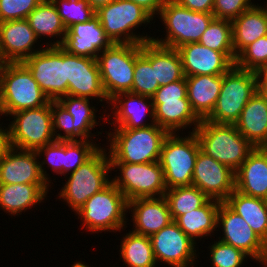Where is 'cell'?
<instances>
[{
    "mask_svg": "<svg viewBox=\"0 0 267 267\" xmlns=\"http://www.w3.org/2000/svg\"><path fill=\"white\" fill-rule=\"evenodd\" d=\"M164 197L167 200L173 221L187 212L200 208L209 200V198L195 186L167 189Z\"/></svg>",
    "mask_w": 267,
    "mask_h": 267,
    "instance_id": "74e56055",
    "label": "cell"
},
{
    "mask_svg": "<svg viewBox=\"0 0 267 267\" xmlns=\"http://www.w3.org/2000/svg\"><path fill=\"white\" fill-rule=\"evenodd\" d=\"M128 213V201L123 193L110 182L100 192L95 193L84 205L75 212L81 220L82 230L91 234L107 231L116 233L127 228L126 215ZM127 218V219H126Z\"/></svg>",
    "mask_w": 267,
    "mask_h": 267,
    "instance_id": "277c9868",
    "label": "cell"
},
{
    "mask_svg": "<svg viewBox=\"0 0 267 267\" xmlns=\"http://www.w3.org/2000/svg\"><path fill=\"white\" fill-rule=\"evenodd\" d=\"M110 164L111 170L120 171L111 182L123 193L127 201L165 195L167 188L159 161Z\"/></svg>",
    "mask_w": 267,
    "mask_h": 267,
    "instance_id": "7c38bea8",
    "label": "cell"
},
{
    "mask_svg": "<svg viewBox=\"0 0 267 267\" xmlns=\"http://www.w3.org/2000/svg\"><path fill=\"white\" fill-rule=\"evenodd\" d=\"M180 6L196 12L212 13L214 0H174Z\"/></svg>",
    "mask_w": 267,
    "mask_h": 267,
    "instance_id": "7dc6e473",
    "label": "cell"
},
{
    "mask_svg": "<svg viewBox=\"0 0 267 267\" xmlns=\"http://www.w3.org/2000/svg\"><path fill=\"white\" fill-rule=\"evenodd\" d=\"M201 150L234 172L255 148L236 128L235 124L201 120L194 131Z\"/></svg>",
    "mask_w": 267,
    "mask_h": 267,
    "instance_id": "3957f363",
    "label": "cell"
},
{
    "mask_svg": "<svg viewBox=\"0 0 267 267\" xmlns=\"http://www.w3.org/2000/svg\"><path fill=\"white\" fill-rule=\"evenodd\" d=\"M222 227V228H221ZM217 228L222 230L221 242L242 250L254 262H259L267 244L253 231L248 223L225 202H220Z\"/></svg>",
    "mask_w": 267,
    "mask_h": 267,
    "instance_id": "2e32d148",
    "label": "cell"
},
{
    "mask_svg": "<svg viewBox=\"0 0 267 267\" xmlns=\"http://www.w3.org/2000/svg\"><path fill=\"white\" fill-rule=\"evenodd\" d=\"M50 184H0V210L10 216L21 215L27 209L47 199Z\"/></svg>",
    "mask_w": 267,
    "mask_h": 267,
    "instance_id": "484cf974",
    "label": "cell"
},
{
    "mask_svg": "<svg viewBox=\"0 0 267 267\" xmlns=\"http://www.w3.org/2000/svg\"><path fill=\"white\" fill-rule=\"evenodd\" d=\"M105 131L108 139L110 163H150L159 161L165 138L169 132L156 123L145 128H112Z\"/></svg>",
    "mask_w": 267,
    "mask_h": 267,
    "instance_id": "6da1fadb",
    "label": "cell"
},
{
    "mask_svg": "<svg viewBox=\"0 0 267 267\" xmlns=\"http://www.w3.org/2000/svg\"><path fill=\"white\" fill-rule=\"evenodd\" d=\"M107 152L106 148L100 147L74 172L64 176L67 181L57 197L66 202L72 212L78 211L89 198L111 182V175L108 174L112 170Z\"/></svg>",
    "mask_w": 267,
    "mask_h": 267,
    "instance_id": "7a4b0ae2",
    "label": "cell"
},
{
    "mask_svg": "<svg viewBox=\"0 0 267 267\" xmlns=\"http://www.w3.org/2000/svg\"><path fill=\"white\" fill-rule=\"evenodd\" d=\"M183 133H169L162 145L159 163L167 189L192 186L197 154L201 147L194 132H187V136Z\"/></svg>",
    "mask_w": 267,
    "mask_h": 267,
    "instance_id": "ba28073f",
    "label": "cell"
},
{
    "mask_svg": "<svg viewBox=\"0 0 267 267\" xmlns=\"http://www.w3.org/2000/svg\"><path fill=\"white\" fill-rule=\"evenodd\" d=\"M267 64V35L245 47L236 57L235 66L257 72Z\"/></svg>",
    "mask_w": 267,
    "mask_h": 267,
    "instance_id": "7bdbcfd3",
    "label": "cell"
},
{
    "mask_svg": "<svg viewBox=\"0 0 267 267\" xmlns=\"http://www.w3.org/2000/svg\"><path fill=\"white\" fill-rule=\"evenodd\" d=\"M36 152L38 158H40L39 160L45 157L44 159L39 161L40 171L43 178L47 183H50L51 186L53 182H51V178L48 177L49 174L47 173V170H45V165L48 168L50 167L52 169V172L56 173V175H63V165L65 160V141L55 140L51 143H48L44 147L39 148Z\"/></svg>",
    "mask_w": 267,
    "mask_h": 267,
    "instance_id": "60d3db41",
    "label": "cell"
},
{
    "mask_svg": "<svg viewBox=\"0 0 267 267\" xmlns=\"http://www.w3.org/2000/svg\"><path fill=\"white\" fill-rule=\"evenodd\" d=\"M94 140H70L65 141V160L63 176L74 172L87 161L101 146Z\"/></svg>",
    "mask_w": 267,
    "mask_h": 267,
    "instance_id": "ab89813d",
    "label": "cell"
},
{
    "mask_svg": "<svg viewBox=\"0 0 267 267\" xmlns=\"http://www.w3.org/2000/svg\"><path fill=\"white\" fill-rule=\"evenodd\" d=\"M257 92V78L253 71L235 65L225 74L216 105L205 119L214 123L235 124L241 111Z\"/></svg>",
    "mask_w": 267,
    "mask_h": 267,
    "instance_id": "30bf717a",
    "label": "cell"
},
{
    "mask_svg": "<svg viewBox=\"0 0 267 267\" xmlns=\"http://www.w3.org/2000/svg\"><path fill=\"white\" fill-rule=\"evenodd\" d=\"M192 186L199 188L209 199L224 202L235 190V172L200 149L195 163Z\"/></svg>",
    "mask_w": 267,
    "mask_h": 267,
    "instance_id": "e0dca14e",
    "label": "cell"
},
{
    "mask_svg": "<svg viewBox=\"0 0 267 267\" xmlns=\"http://www.w3.org/2000/svg\"><path fill=\"white\" fill-rule=\"evenodd\" d=\"M257 78V91L267 98V71L255 72Z\"/></svg>",
    "mask_w": 267,
    "mask_h": 267,
    "instance_id": "f907efd6",
    "label": "cell"
},
{
    "mask_svg": "<svg viewBox=\"0 0 267 267\" xmlns=\"http://www.w3.org/2000/svg\"><path fill=\"white\" fill-rule=\"evenodd\" d=\"M121 237L119 256L126 267H157L149 236L130 230Z\"/></svg>",
    "mask_w": 267,
    "mask_h": 267,
    "instance_id": "e575fe53",
    "label": "cell"
},
{
    "mask_svg": "<svg viewBox=\"0 0 267 267\" xmlns=\"http://www.w3.org/2000/svg\"><path fill=\"white\" fill-rule=\"evenodd\" d=\"M22 63L51 101L68 95L66 52L60 46H41Z\"/></svg>",
    "mask_w": 267,
    "mask_h": 267,
    "instance_id": "4fadbf2b",
    "label": "cell"
},
{
    "mask_svg": "<svg viewBox=\"0 0 267 267\" xmlns=\"http://www.w3.org/2000/svg\"><path fill=\"white\" fill-rule=\"evenodd\" d=\"M151 99L155 123L169 133H180L188 127L194 132L201 123L188 100L186 78L160 86Z\"/></svg>",
    "mask_w": 267,
    "mask_h": 267,
    "instance_id": "52a82bcc",
    "label": "cell"
},
{
    "mask_svg": "<svg viewBox=\"0 0 267 267\" xmlns=\"http://www.w3.org/2000/svg\"><path fill=\"white\" fill-rule=\"evenodd\" d=\"M70 267H91L88 264H85L82 261H75V263L73 262V264Z\"/></svg>",
    "mask_w": 267,
    "mask_h": 267,
    "instance_id": "11a10c76",
    "label": "cell"
},
{
    "mask_svg": "<svg viewBox=\"0 0 267 267\" xmlns=\"http://www.w3.org/2000/svg\"><path fill=\"white\" fill-rule=\"evenodd\" d=\"M50 101L23 63L5 65L0 81V117L39 108Z\"/></svg>",
    "mask_w": 267,
    "mask_h": 267,
    "instance_id": "5b68a950",
    "label": "cell"
},
{
    "mask_svg": "<svg viewBox=\"0 0 267 267\" xmlns=\"http://www.w3.org/2000/svg\"><path fill=\"white\" fill-rule=\"evenodd\" d=\"M185 77L197 75H223L235 64L222 52L197 43H187L177 48Z\"/></svg>",
    "mask_w": 267,
    "mask_h": 267,
    "instance_id": "cb8c5ba5",
    "label": "cell"
},
{
    "mask_svg": "<svg viewBox=\"0 0 267 267\" xmlns=\"http://www.w3.org/2000/svg\"><path fill=\"white\" fill-rule=\"evenodd\" d=\"M5 128V129H4ZM10 148L8 127L0 124V161L3 159L6 151Z\"/></svg>",
    "mask_w": 267,
    "mask_h": 267,
    "instance_id": "681fc988",
    "label": "cell"
},
{
    "mask_svg": "<svg viewBox=\"0 0 267 267\" xmlns=\"http://www.w3.org/2000/svg\"><path fill=\"white\" fill-rule=\"evenodd\" d=\"M96 16L114 44H142L152 41L154 37L148 36L147 33L140 35V32L139 34L136 32L137 28L152 24L150 21L153 22L154 18L132 1L115 0L100 7L96 11Z\"/></svg>",
    "mask_w": 267,
    "mask_h": 267,
    "instance_id": "8992f818",
    "label": "cell"
},
{
    "mask_svg": "<svg viewBox=\"0 0 267 267\" xmlns=\"http://www.w3.org/2000/svg\"><path fill=\"white\" fill-rule=\"evenodd\" d=\"M237 130L255 147H267V98L258 91L235 122Z\"/></svg>",
    "mask_w": 267,
    "mask_h": 267,
    "instance_id": "4316f807",
    "label": "cell"
},
{
    "mask_svg": "<svg viewBox=\"0 0 267 267\" xmlns=\"http://www.w3.org/2000/svg\"><path fill=\"white\" fill-rule=\"evenodd\" d=\"M235 190L267 200V147L254 148L237 169Z\"/></svg>",
    "mask_w": 267,
    "mask_h": 267,
    "instance_id": "d4e9b609",
    "label": "cell"
},
{
    "mask_svg": "<svg viewBox=\"0 0 267 267\" xmlns=\"http://www.w3.org/2000/svg\"><path fill=\"white\" fill-rule=\"evenodd\" d=\"M207 248L210 250L209 262L212 267H242L247 263L246 259L250 258L242 250L220 240L212 241Z\"/></svg>",
    "mask_w": 267,
    "mask_h": 267,
    "instance_id": "b9f144b4",
    "label": "cell"
},
{
    "mask_svg": "<svg viewBox=\"0 0 267 267\" xmlns=\"http://www.w3.org/2000/svg\"><path fill=\"white\" fill-rule=\"evenodd\" d=\"M150 240L157 265L163 262L170 267H195L197 264L198 245L174 221L151 235Z\"/></svg>",
    "mask_w": 267,
    "mask_h": 267,
    "instance_id": "9a60e30c",
    "label": "cell"
},
{
    "mask_svg": "<svg viewBox=\"0 0 267 267\" xmlns=\"http://www.w3.org/2000/svg\"><path fill=\"white\" fill-rule=\"evenodd\" d=\"M136 61V44H113L97 57L104 92L110 101L131 92Z\"/></svg>",
    "mask_w": 267,
    "mask_h": 267,
    "instance_id": "5bb4252c",
    "label": "cell"
},
{
    "mask_svg": "<svg viewBox=\"0 0 267 267\" xmlns=\"http://www.w3.org/2000/svg\"><path fill=\"white\" fill-rule=\"evenodd\" d=\"M26 20L39 39L47 38L49 40V38H53L55 40V37L57 38L55 41L49 40L50 44L48 42L43 43L44 46H60L67 29L51 0H43L27 16Z\"/></svg>",
    "mask_w": 267,
    "mask_h": 267,
    "instance_id": "1f68e13d",
    "label": "cell"
},
{
    "mask_svg": "<svg viewBox=\"0 0 267 267\" xmlns=\"http://www.w3.org/2000/svg\"><path fill=\"white\" fill-rule=\"evenodd\" d=\"M158 19L163 23L165 37H153L152 41L177 49L187 43L199 42L202 34L214 19L212 13L196 12L180 6L174 0H166ZM166 26V27H165Z\"/></svg>",
    "mask_w": 267,
    "mask_h": 267,
    "instance_id": "9c48e42d",
    "label": "cell"
},
{
    "mask_svg": "<svg viewBox=\"0 0 267 267\" xmlns=\"http://www.w3.org/2000/svg\"><path fill=\"white\" fill-rule=\"evenodd\" d=\"M90 98L86 97H75L67 95L61 97L58 101L64 106V108L73 116L74 122V140H93L97 136V133L92 129L99 126L100 121L97 122V117L107 120V110H104V114L97 116L98 111L95 106L90 103ZM91 105V106H90ZM96 134V135H95ZM93 138V139H92Z\"/></svg>",
    "mask_w": 267,
    "mask_h": 267,
    "instance_id": "f546056e",
    "label": "cell"
},
{
    "mask_svg": "<svg viewBox=\"0 0 267 267\" xmlns=\"http://www.w3.org/2000/svg\"><path fill=\"white\" fill-rule=\"evenodd\" d=\"M66 63L68 95L110 103L102 86L97 59L66 52Z\"/></svg>",
    "mask_w": 267,
    "mask_h": 267,
    "instance_id": "ac0fdd59",
    "label": "cell"
},
{
    "mask_svg": "<svg viewBox=\"0 0 267 267\" xmlns=\"http://www.w3.org/2000/svg\"><path fill=\"white\" fill-rule=\"evenodd\" d=\"M114 43L107 36L97 16L83 23H76L66 30L60 47L72 55L97 59L100 52Z\"/></svg>",
    "mask_w": 267,
    "mask_h": 267,
    "instance_id": "ffe728a7",
    "label": "cell"
},
{
    "mask_svg": "<svg viewBox=\"0 0 267 267\" xmlns=\"http://www.w3.org/2000/svg\"><path fill=\"white\" fill-rule=\"evenodd\" d=\"M159 87L155 66L150 64V41L136 44V61L131 92L151 98Z\"/></svg>",
    "mask_w": 267,
    "mask_h": 267,
    "instance_id": "d590c367",
    "label": "cell"
},
{
    "mask_svg": "<svg viewBox=\"0 0 267 267\" xmlns=\"http://www.w3.org/2000/svg\"><path fill=\"white\" fill-rule=\"evenodd\" d=\"M254 5L255 3L251 0H214L212 14L216 19L232 21Z\"/></svg>",
    "mask_w": 267,
    "mask_h": 267,
    "instance_id": "bcb514c9",
    "label": "cell"
},
{
    "mask_svg": "<svg viewBox=\"0 0 267 267\" xmlns=\"http://www.w3.org/2000/svg\"><path fill=\"white\" fill-rule=\"evenodd\" d=\"M224 202L267 244V200L234 190Z\"/></svg>",
    "mask_w": 267,
    "mask_h": 267,
    "instance_id": "d6a6232c",
    "label": "cell"
},
{
    "mask_svg": "<svg viewBox=\"0 0 267 267\" xmlns=\"http://www.w3.org/2000/svg\"><path fill=\"white\" fill-rule=\"evenodd\" d=\"M231 22L236 56L249 44L267 35V12L258 3Z\"/></svg>",
    "mask_w": 267,
    "mask_h": 267,
    "instance_id": "f1b7e54d",
    "label": "cell"
},
{
    "mask_svg": "<svg viewBox=\"0 0 267 267\" xmlns=\"http://www.w3.org/2000/svg\"><path fill=\"white\" fill-rule=\"evenodd\" d=\"M38 39L26 19L0 23V52L8 63H22L41 51Z\"/></svg>",
    "mask_w": 267,
    "mask_h": 267,
    "instance_id": "44dd1931",
    "label": "cell"
},
{
    "mask_svg": "<svg viewBox=\"0 0 267 267\" xmlns=\"http://www.w3.org/2000/svg\"><path fill=\"white\" fill-rule=\"evenodd\" d=\"M223 75L186 77L187 97L195 114L206 119L213 111L220 94Z\"/></svg>",
    "mask_w": 267,
    "mask_h": 267,
    "instance_id": "83f0119b",
    "label": "cell"
},
{
    "mask_svg": "<svg viewBox=\"0 0 267 267\" xmlns=\"http://www.w3.org/2000/svg\"><path fill=\"white\" fill-rule=\"evenodd\" d=\"M39 161L36 151L10 147L0 161V184H49Z\"/></svg>",
    "mask_w": 267,
    "mask_h": 267,
    "instance_id": "7402d4cb",
    "label": "cell"
},
{
    "mask_svg": "<svg viewBox=\"0 0 267 267\" xmlns=\"http://www.w3.org/2000/svg\"><path fill=\"white\" fill-rule=\"evenodd\" d=\"M109 104L107 106H111V114L109 112L106 115V123L113 128L138 129L155 124L154 107L150 97L125 92L117 94ZM146 117H150L151 123Z\"/></svg>",
    "mask_w": 267,
    "mask_h": 267,
    "instance_id": "d6986e66",
    "label": "cell"
},
{
    "mask_svg": "<svg viewBox=\"0 0 267 267\" xmlns=\"http://www.w3.org/2000/svg\"><path fill=\"white\" fill-rule=\"evenodd\" d=\"M258 71H267V64L265 65L264 68H262V69H260V70H258Z\"/></svg>",
    "mask_w": 267,
    "mask_h": 267,
    "instance_id": "9f6ffc18",
    "label": "cell"
},
{
    "mask_svg": "<svg viewBox=\"0 0 267 267\" xmlns=\"http://www.w3.org/2000/svg\"><path fill=\"white\" fill-rule=\"evenodd\" d=\"M258 263H261L262 264L261 267H267V249L263 253L262 258H261V260Z\"/></svg>",
    "mask_w": 267,
    "mask_h": 267,
    "instance_id": "db71d44e",
    "label": "cell"
},
{
    "mask_svg": "<svg viewBox=\"0 0 267 267\" xmlns=\"http://www.w3.org/2000/svg\"><path fill=\"white\" fill-rule=\"evenodd\" d=\"M7 63L8 62L4 59L3 55L0 52V81H1V76L3 73L4 67Z\"/></svg>",
    "mask_w": 267,
    "mask_h": 267,
    "instance_id": "f5cc1de1",
    "label": "cell"
},
{
    "mask_svg": "<svg viewBox=\"0 0 267 267\" xmlns=\"http://www.w3.org/2000/svg\"><path fill=\"white\" fill-rule=\"evenodd\" d=\"M198 43L212 50L224 53L235 64L237 56L233 48L231 20L214 18Z\"/></svg>",
    "mask_w": 267,
    "mask_h": 267,
    "instance_id": "8d00e7d4",
    "label": "cell"
},
{
    "mask_svg": "<svg viewBox=\"0 0 267 267\" xmlns=\"http://www.w3.org/2000/svg\"><path fill=\"white\" fill-rule=\"evenodd\" d=\"M51 114L55 139L63 141L74 140L73 116L59 101H51ZM61 131H63V133H61Z\"/></svg>",
    "mask_w": 267,
    "mask_h": 267,
    "instance_id": "ee69618b",
    "label": "cell"
},
{
    "mask_svg": "<svg viewBox=\"0 0 267 267\" xmlns=\"http://www.w3.org/2000/svg\"><path fill=\"white\" fill-rule=\"evenodd\" d=\"M8 124L10 147L37 151L55 141L52 127L51 101L42 107L11 114Z\"/></svg>",
    "mask_w": 267,
    "mask_h": 267,
    "instance_id": "8fae6325",
    "label": "cell"
},
{
    "mask_svg": "<svg viewBox=\"0 0 267 267\" xmlns=\"http://www.w3.org/2000/svg\"><path fill=\"white\" fill-rule=\"evenodd\" d=\"M115 0H87V2L89 3V5L95 10L97 11L100 7L102 6H106L109 3H112Z\"/></svg>",
    "mask_w": 267,
    "mask_h": 267,
    "instance_id": "816d5d0a",
    "label": "cell"
},
{
    "mask_svg": "<svg viewBox=\"0 0 267 267\" xmlns=\"http://www.w3.org/2000/svg\"><path fill=\"white\" fill-rule=\"evenodd\" d=\"M134 2L135 4L142 7L145 11H147L153 18L159 15L160 10L165 4L166 0H129Z\"/></svg>",
    "mask_w": 267,
    "mask_h": 267,
    "instance_id": "c3c4849f",
    "label": "cell"
},
{
    "mask_svg": "<svg viewBox=\"0 0 267 267\" xmlns=\"http://www.w3.org/2000/svg\"><path fill=\"white\" fill-rule=\"evenodd\" d=\"M262 7L266 10V12H267V3H266V5H262Z\"/></svg>",
    "mask_w": 267,
    "mask_h": 267,
    "instance_id": "6f0895ef",
    "label": "cell"
},
{
    "mask_svg": "<svg viewBox=\"0 0 267 267\" xmlns=\"http://www.w3.org/2000/svg\"><path fill=\"white\" fill-rule=\"evenodd\" d=\"M220 202L209 199L200 208L194 209L179 216L174 222L183 232L197 244V239L212 237L217 230V213Z\"/></svg>",
    "mask_w": 267,
    "mask_h": 267,
    "instance_id": "4dcf8cb0",
    "label": "cell"
},
{
    "mask_svg": "<svg viewBox=\"0 0 267 267\" xmlns=\"http://www.w3.org/2000/svg\"><path fill=\"white\" fill-rule=\"evenodd\" d=\"M128 212H132V232L144 236L150 237L173 221L164 196L130 200Z\"/></svg>",
    "mask_w": 267,
    "mask_h": 267,
    "instance_id": "603a6c76",
    "label": "cell"
},
{
    "mask_svg": "<svg viewBox=\"0 0 267 267\" xmlns=\"http://www.w3.org/2000/svg\"><path fill=\"white\" fill-rule=\"evenodd\" d=\"M58 10L61 20L68 29L76 23H83L96 16V11L87 0H51Z\"/></svg>",
    "mask_w": 267,
    "mask_h": 267,
    "instance_id": "f35d334b",
    "label": "cell"
},
{
    "mask_svg": "<svg viewBox=\"0 0 267 267\" xmlns=\"http://www.w3.org/2000/svg\"><path fill=\"white\" fill-rule=\"evenodd\" d=\"M150 64L155 66L156 80L160 86L186 78L177 49L150 41Z\"/></svg>",
    "mask_w": 267,
    "mask_h": 267,
    "instance_id": "836d02e7",
    "label": "cell"
},
{
    "mask_svg": "<svg viewBox=\"0 0 267 267\" xmlns=\"http://www.w3.org/2000/svg\"><path fill=\"white\" fill-rule=\"evenodd\" d=\"M43 0H0V23L9 20H22Z\"/></svg>",
    "mask_w": 267,
    "mask_h": 267,
    "instance_id": "f6af8a7d",
    "label": "cell"
}]
</instances>
